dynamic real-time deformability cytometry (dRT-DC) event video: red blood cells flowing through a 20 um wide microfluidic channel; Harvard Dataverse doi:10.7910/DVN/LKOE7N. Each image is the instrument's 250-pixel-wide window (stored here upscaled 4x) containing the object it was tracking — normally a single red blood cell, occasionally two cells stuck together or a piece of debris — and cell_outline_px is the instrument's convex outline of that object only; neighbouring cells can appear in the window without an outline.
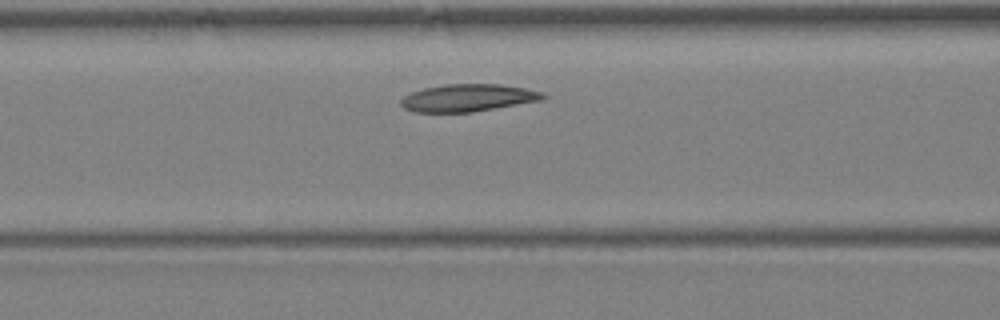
{"species": "Egyptian fruit bat (a non-hibernating species)", "species_latin": "Rousettus aegyptiacus", "temperature_condition": "warm", "stored_images_in_passage": 5, "camera_frame_rate_fps": 3000, "um_per_image_px": 0.085, "animal": {"sex": "female"}, "frame": {"image": 1, "passage_image": 5, "time_ms": 5.0, "image_size_px": [1000, 320], "cell_outline_px": [[548, 96], [544, 100], [472, 112], [412, 112], [404, 108], [400, 104], [400, 100], [404, 96], [412, 92], [424, 88], [448, 84], [500, 84], [524, 88], [544, 92]], "centroid_in_image_um": [39.81, 8.32], "position_along_channel_um": 126.8, "area_um2": 22.77}}